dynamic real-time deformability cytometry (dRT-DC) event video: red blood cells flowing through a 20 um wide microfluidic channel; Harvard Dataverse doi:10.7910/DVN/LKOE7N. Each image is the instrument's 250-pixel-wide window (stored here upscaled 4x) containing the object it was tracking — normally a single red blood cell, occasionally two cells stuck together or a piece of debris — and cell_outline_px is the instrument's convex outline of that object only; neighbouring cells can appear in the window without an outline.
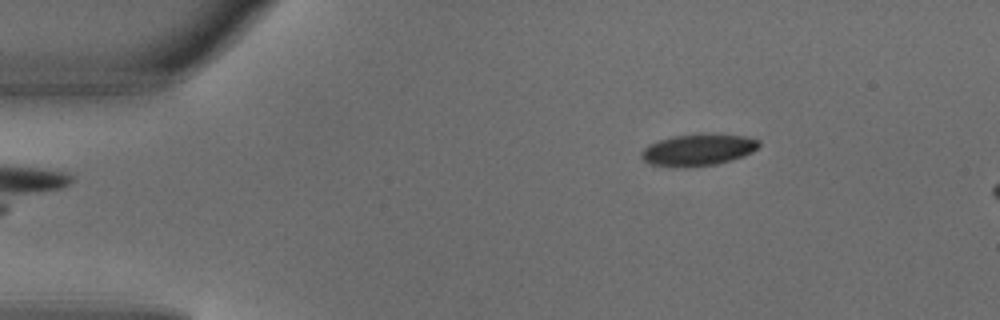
{"species": "common noctule bat (a hibernating species)", "species_latin": "Nyctalus noctula", "temperature_condition": "warm", "stored_images_in_passage": 5, "camera_frame_rate_fps": 3000, "um_per_image_px": 0.085, "animal": {"sex": "male", "body_mass_g": 18.8}, "frame": {"image": 1, "passage_image": 5, "time_ms": 1.333, "image_size_px": [1000, 320], "cell_outline_px": [[760, 144], [752, 152], [744, 156], [716, 164], [684, 168], [676, 168], [648, 164], [640, 156], [640, 152], [648, 144], [672, 136], [696, 132], [712, 132], [744, 136], [760, 140]], "centroid_in_image_um": [59.31, 12.72], "position_along_channel_um": 25.7, "area_um2": 22.48}}